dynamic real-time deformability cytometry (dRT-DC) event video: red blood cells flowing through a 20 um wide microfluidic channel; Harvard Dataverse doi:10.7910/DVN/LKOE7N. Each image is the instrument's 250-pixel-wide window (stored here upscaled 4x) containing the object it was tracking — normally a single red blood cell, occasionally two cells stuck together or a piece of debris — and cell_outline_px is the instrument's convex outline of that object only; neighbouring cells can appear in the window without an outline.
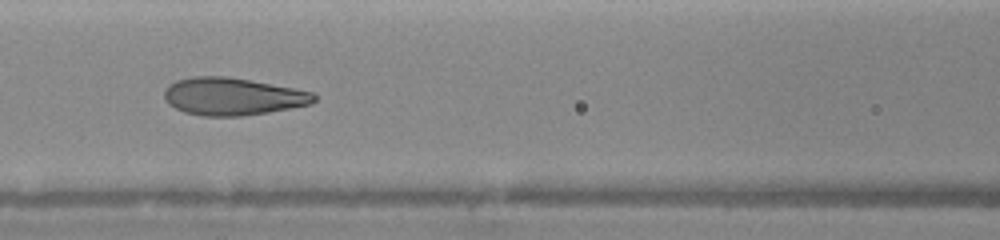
{"species": "human", "species_latin": "Homo sapiens", "temperature_condition": "warm", "stored_images_in_passage": 17, "camera_frame_rate_fps": 3000, "um_per_image_px": 0.085, "donor": {"sex": "female"}, "frame": {"image": 1, "passage_image": 15, "time_ms": 6.333, "image_size_px": [1000, 240], "cell_outline_px": [[316, 100], [312, 104], [268, 112], [240, 116], [204, 116], [184, 112], [168, 104], [164, 100], [164, 92], [168, 84], [176, 80], [192, 76], [228, 76], [292, 88], [312, 92], [316, 96]], "centroid_in_image_um": [19.73, 8.2], "position_along_channel_um": 146.9, "area_um2": 32.71}}